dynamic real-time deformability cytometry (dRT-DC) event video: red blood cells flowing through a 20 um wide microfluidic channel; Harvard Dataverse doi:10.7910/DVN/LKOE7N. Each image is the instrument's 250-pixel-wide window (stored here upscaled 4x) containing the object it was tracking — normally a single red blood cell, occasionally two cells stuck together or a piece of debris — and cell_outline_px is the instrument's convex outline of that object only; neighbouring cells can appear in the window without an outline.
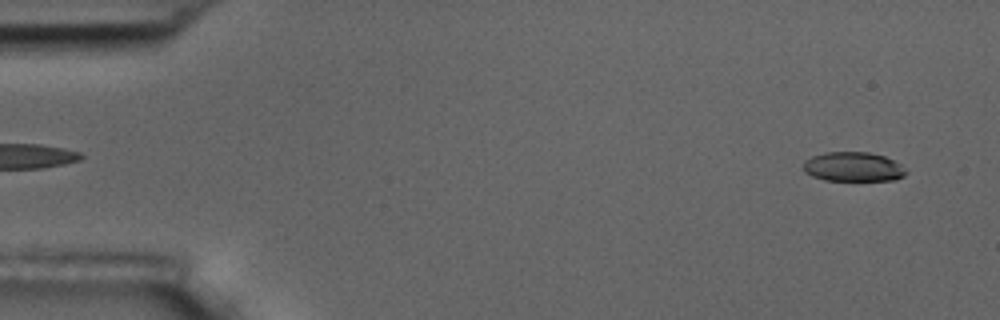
{"species": "common noctule bat (a hibernating species)", "species_latin": "Nyctalus noctula", "temperature_condition": "room temperature", "stored_images_in_passage": 5, "segment_of_instrument_passage": [1, 2], "camera_frame_rate_fps": 3000, "um_per_image_px": 0.085, "animal": {"sex": "male", "body_mass_g": 17.5, "forearm_length_mm": 52.3}, "frame": {"image": 1, "passage_image": 1, "time_ms": 0.0, "image_size_px": [1000, 320], "cell_outline_px": [[908, 172], [904, 176], [896, 180], [824, 180], [812, 176], [804, 172], [804, 160], [812, 156], [824, 152], [868, 152], [884, 156], [900, 164]], "centroid_in_image_um": [72.51, 14.18], "position_along_channel_um": 12.5, "area_um2": 17.63}}